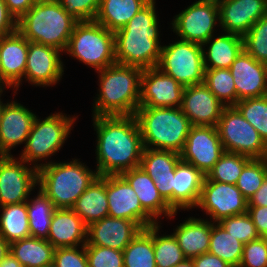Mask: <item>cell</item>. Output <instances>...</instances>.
Wrapping results in <instances>:
<instances>
[{
  "label": "cell",
  "mask_w": 267,
  "mask_h": 267,
  "mask_svg": "<svg viewBox=\"0 0 267 267\" xmlns=\"http://www.w3.org/2000/svg\"><path fill=\"white\" fill-rule=\"evenodd\" d=\"M243 48L254 59L267 64V15L243 36Z\"/></svg>",
  "instance_id": "cell-42"
},
{
  "label": "cell",
  "mask_w": 267,
  "mask_h": 267,
  "mask_svg": "<svg viewBox=\"0 0 267 267\" xmlns=\"http://www.w3.org/2000/svg\"><path fill=\"white\" fill-rule=\"evenodd\" d=\"M77 118L62 112L51 113L44 119L37 115L19 158L37 170L50 164L51 156L61 150Z\"/></svg>",
  "instance_id": "cell-7"
},
{
  "label": "cell",
  "mask_w": 267,
  "mask_h": 267,
  "mask_svg": "<svg viewBox=\"0 0 267 267\" xmlns=\"http://www.w3.org/2000/svg\"><path fill=\"white\" fill-rule=\"evenodd\" d=\"M8 11L18 20L35 4L34 0H4Z\"/></svg>",
  "instance_id": "cell-50"
},
{
  "label": "cell",
  "mask_w": 267,
  "mask_h": 267,
  "mask_svg": "<svg viewBox=\"0 0 267 267\" xmlns=\"http://www.w3.org/2000/svg\"><path fill=\"white\" fill-rule=\"evenodd\" d=\"M234 107L267 144V95L239 100Z\"/></svg>",
  "instance_id": "cell-40"
},
{
  "label": "cell",
  "mask_w": 267,
  "mask_h": 267,
  "mask_svg": "<svg viewBox=\"0 0 267 267\" xmlns=\"http://www.w3.org/2000/svg\"><path fill=\"white\" fill-rule=\"evenodd\" d=\"M77 22L59 2L35 3L17 20V30L28 41L64 52Z\"/></svg>",
  "instance_id": "cell-6"
},
{
  "label": "cell",
  "mask_w": 267,
  "mask_h": 267,
  "mask_svg": "<svg viewBox=\"0 0 267 267\" xmlns=\"http://www.w3.org/2000/svg\"><path fill=\"white\" fill-rule=\"evenodd\" d=\"M108 216L136 222L142 229L158 224L143 208L134 189L121 175H106Z\"/></svg>",
  "instance_id": "cell-14"
},
{
  "label": "cell",
  "mask_w": 267,
  "mask_h": 267,
  "mask_svg": "<svg viewBox=\"0 0 267 267\" xmlns=\"http://www.w3.org/2000/svg\"><path fill=\"white\" fill-rule=\"evenodd\" d=\"M142 72V68L119 63L96 71L99 92L93 99L92 117L135 115L139 107Z\"/></svg>",
  "instance_id": "cell-3"
},
{
  "label": "cell",
  "mask_w": 267,
  "mask_h": 267,
  "mask_svg": "<svg viewBox=\"0 0 267 267\" xmlns=\"http://www.w3.org/2000/svg\"><path fill=\"white\" fill-rule=\"evenodd\" d=\"M35 3H53L59 2V0H34Z\"/></svg>",
  "instance_id": "cell-56"
},
{
  "label": "cell",
  "mask_w": 267,
  "mask_h": 267,
  "mask_svg": "<svg viewBox=\"0 0 267 267\" xmlns=\"http://www.w3.org/2000/svg\"><path fill=\"white\" fill-rule=\"evenodd\" d=\"M221 32L244 36L267 15V0H217Z\"/></svg>",
  "instance_id": "cell-20"
},
{
  "label": "cell",
  "mask_w": 267,
  "mask_h": 267,
  "mask_svg": "<svg viewBox=\"0 0 267 267\" xmlns=\"http://www.w3.org/2000/svg\"><path fill=\"white\" fill-rule=\"evenodd\" d=\"M1 95H0V117H1V110H2V105H3V101H1Z\"/></svg>",
  "instance_id": "cell-59"
},
{
  "label": "cell",
  "mask_w": 267,
  "mask_h": 267,
  "mask_svg": "<svg viewBox=\"0 0 267 267\" xmlns=\"http://www.w3.org/2000/svg\"><path fill=\"white\" fill-rule=\"evenodd\" d=\"M156 0H150L123 28L114 32L116 63L142 69L157 67L161 53Z\"/></svg>",
  "instance_id": "cell-2"
},
{
  "label": "cell",
  "mask_w": 267,
  "mask_h": 267,
  "mask_svg": "<svg viewBox=\"0 0 267 267\" xmlns=\"http://www.w3.org/2000/svg\"><path fill=\"white\" fill-rule=\"evenodd\" d=\"M247 213L251 217L258 234L267 239V206H248Z\"/></svg>",
  "instance_id": "cell-48"
},
{
  "label": "cell",
  "mask_w": 267,
  "mask_h": 267,
  "mask_svg": "<svg viewBox=\"0 0 267 267\" xmlns=\"http://www.w3.org/2000/svg\"><path fill=\"white\" fill-rule=\"evenodd\" d=\"M80 159L51 162L38 169V188L52 201L55 208H72L79 196L98 177Z\"/></svg>",
  "instance_id": "cell-5"
},
{
  "label": "cell",
  "mask_w": 267,
  "mask_h": 267,
  "mask_svg": "<svg viewBox=\"0 0 267 267\" xmlns=\"http://www.w3.org/2000/svg\"><path fill=\"white\" fill-rule=\"evenodd\" d=\"M203 82L226 107L237 103L235 82L230 69H205Z\"/></svg>",
  "instance_id": "cell-38"
},
{
  "label": "cell",
  "mask_w": 267,
  "mask_h": 267,
  "mask_svg": "<svg viewBox=\"0 0 267 267\" xmlns=\"http://www.w3.org/2000/svg\"><path fill=\"white\" fill-rule=\"evenodd\" d=\"M221 34L213 35L201 45L205 69H229L244 49L242 36L228 32Z\"/></svg>",
  "instance_id": "cell-29"
},
{
  "label": "cell",
  "mask_w": 267,
  "mask_h": 267,
  "mask_svg": "<svg viewBox=\"0 0 267 267\" xmlns=\"http://www.w3.org/2000/svg\"><path fill=\"white\" fill-rule=\"evenodd\" d=\"M0 267H23L22 264L9 252L3 261L0 263Z\"/></svg>",
  "instance_id": "cell-53"
},
{
  "label": "cell",
  "mask_w": 267,
  "mask_h": 267,
  "mask_svg": "<svg viewBox=\"0 0 267 267\" xmlns=\"http://www.w3.org/2000/svg\"><path fill=\"white\" fill-rule=\"evenodd\" d=\"M55 249L46 239L32 236L10 244V252L23 267H43L53 262Z\"/></svg>",
  "instance_id": "cell-32"
},
{
  "label": "cell",
  "mask_w": 267,
  "mask_h": 267,
  "mask_svg": "<svg viewBox=\"0 0 267 267\" xmlns=\"http://www.w3.org/2000/svg\"><path fill=\"white\" fill-rule=\"evenodd\" d=\"M46 240L55 248L83 246L87 242V226L71 208H56Z\"/></svg>",
  "instance_id": "cell-27"
},
{
  "label": "cell",
  "mask_w": 267,
  "mask_h": 267,
  "mask_svg": "<svg viewBox=\"0 0 267 267\" xmlns=\"http://www.w3.org/2000/svg\"><path fill=\"white\" fill-rule=\"evenodd\" d=\"M39 190V191H38ZM37 190V196L26 201L30 235L32 237L47 239L52 215L55 206L52 201L41 191Z\"/></svg>",
  "instance_id": "cell-34"
},
{
  "label": "cell",
  "mask_w": 267,
  "mask_h": 267,
  "mask_svg": "<svg viewBox=\"0 0 267 267\" xmlns=\"http://www.w3.org/2000/svg\"><path fill=\"white\" fill-rule=\"evenodd\" d=\"M150 0H101L95 21L109 31L123 28Z\"/></svg>",
  "instance_id": "cell-31"
},
{
  "label": "cell",
  "mask_w": 267,
  "mask_h": 267,
  "mask_svg": "<svg viewBox=\"0 0 267 267\" xmlns=\"http://www.w3.org/2000/svg\"><path fill=\"white\" fill-rule=\"evenodd\" d=\"M206 175L182 160L175 167L173 178V211L196 208Z\"/></svg>",
  "instance_id": "cell-26"
},
{
  "label": "cell",
  "mask_w": 267,
  "mask_h": 267,
  "mask_svg": "<svg viewBox=\"0 0 267 267\" xmlns=\"http://www.w3.org/2000/svg\"><path fill=\"white\" fill-rule=\"evenodd\" d=\"M27 54L28 40L18 30L0 37L3 90L11 87L15 96L24 81Z\"/></svg>",
  "instance_id": "cell-22"
},
{
  "label": "cell",
  "mask_w": 267,
  "mask_h": 267,
  "mask_svg": "<svg viewBox=\"0 0 267 267\" xmlns=\"http://www.w3.org/2000/svg\"><path fill=\"white\" fill-rule=\"evenodd\" d=\"M0 87L3 89V73H2L1 62H0Z\"/></svg>",
  "instance_id": "cell-57"
},
{
  "label": "cell",
  "mask_w": 267,
  "mask_h": 267,
  "mask_svg": "<svg viewBox=\"0 0 267 267\" xmlns=\"http://www.w3.org/2000/svg\"><path fill=\"white\" fill-rule=\"evenodd\" d=\"M250 159L245 155L225 151L207 173L206 179L236 185L245 164Z\"/></svg>",
  "instance_id": "cell-39"
},
{
  "label": "cell",
  "mask_w": 267,
  "mask_h": 267,
  "mask_svg": "<svg viewBox=\"0 0 267 267\" xmlns=\"http://www.w3.org/2000/svg\"><path fill=\"white\" fill-rule=\"evenodd\" d=\"M53 262L57 267H89L85 245L56 248Z\"/></svg>",
  "instance_id": "cell-47"
},
{
  "label": "cell",
  "mask_w": 267,
  "mask_h": 267,
  "mask_svg": "<svg viewBox=\"0 0 267 267\" xmlns=\"http://www.w3.org/2000/svg\"><path fill=\"white\" fill-rule=\"evenodd\" d=\"M88 227L108 216L106 175L98 176L79 196L71 208Z\"/></svg>",
  "instance_id": "cell-30"
},
{
  "label": "cell",
  "mask_w": 267,
  "mask_h": 267,
  "mask_svg": "<svg viewBox=\"0 0 267 267\" xmlns=\"http://www.w3.org/2000/svg\"><path fill=\"white\" fill-rule=\"evenodd\" d=\"M239 267H267V239H258L243 245Z\"/></svg>",
  "instance_id": "cell-45"
},
{
  "label": "cell",
  "mask_w": 267,
  "mask_h": 267,
  "mask_svg": "<svg viewBox=\"0 0 267 267\" xmlns=\"http://www.w3.org/2000/svg\"><path fill=\"white\" fill-rule=\"evenodd\" d=\"M10 252V244L0 236V263L6 257V255Z\"/></svg>",
  "instance_id": "cell-54"
},
{
  "label": "cell",
  "mask_w": 267,
  "mask_h": 267,
  "mask_svg": "<svg viewBox=\"0 0 267 267\" xmlns=\"http://www.w3.org/2000/svg\"><path fill=\"white\" fill-rule=\"evenodd\" d=\"M157 68L183 87L203 83L205 66L201 44L178 38L162 45Z\"/></svg>",
  "instance_id": "cell-9"
},
{
  "label": "cell",
  "mask_w": 267,
  "mask_h": 267,
  "mask_svg": "<svg viewBox=\"0 0 267 267\" xmlns=\"http://www.w3.org/2000/svg\"><path fill=\"white\" fill-rule=\"evenodd\" d=\"M17 30V20L8 11L4 0H0V37Z\"/></svg>",
  "instance_id": "cell-49"
},
{
  "label": "cell",
  "mask_w": 267,
  "mask_h": 267,
  "mask_svg": "<svg viewBox=\"0 0 267 267\" xmlns=\"http://www.w3.org/2000/svg\"><path fill=\"white\" fill-rule=\"evenodd\" d=\"M267 175V163L265 159H250L240 174L236 187L242 195L249 200L261 187Z\"/></svg>",
  "instance_id": "cell-41"
},
{
  "label": "cell",
  "mask_w": 267,
  "mask_h": 267,
  "mask_svg": "<svg viewBox=\"0 0 267 267\" xmlns=\"http://www.w3.org/2000/svg\"><path fill=\"white\" fill-rule=\"evenodd\" d=\"M243 243L229 234L219 223L212 224L208 252L227 262L232 267H239Z\"/></svg>",
  "instance_id": "cell-36"
},
{
  "label": "cell",
  "mask_w": 267,
  "mask_h": 267,
  "mask_svg": "<svg viewBox=\"0 0 267 267\" xmlns=\"http://www.w3.org/2000/svg\"><path fill=\"white\" fill-rule=\"evenodd\" d=\"M141 230L142 228L134 221L107 216L87 227L85 245L123 251Z\"/></svg>",
  "instance_id": "cell-23"
},
{
  "label": "cell",
  "mask_w": 267,
  "mask_h": 267,
  "mask_svg": "<svg viewBox=\"0 0 267 267\" xmlns=\"http://www.w3.org/2000/svg\"><path fill=\"white\" fill-rule=\"evenodd\" d=\"M135 117L144 148L182 152L192 125L180 107H138Z\"/></svg>",
  "instance_id": "cell-4"
},
{
  "label": "cell",
  "mask_w": 267,
  "mask_h": 267,
  "mask_svg": "<svg viewBox=\"0 0 267 267\" xmlns=\"http://www.w3.org/2000/svg\"><path fill=\"white\" fill-rule=\"evenodd\" d=\"M173 267H195L192 259H185L183 262L178 263L177 265Z\"/></svg>",
  "instance_id": "cell-55"
},
{
  "label": "cell",
  "mask_w": 267,
  "mask_h": 267,
  "mask_svg": "<svg viewBox=\"0 0 267 267\" xmlns=\"http://www.w3.org/2000/svg\"><path fill=\"white\" fill-rule=\"evenodd\" d=\"M171 29L181 40L204 44L220 27L217 0H196L173 17Z\"/></svg>",
  "instance_id": "cell-11"
},
{
  "label": "cell",
  "mask_w": 267,
  "mask_h": 267,
  "mask_svg": "<svg viewBox=\"0 0 267 267\" xmlns=\"http://www.w3.org/2000/svg\"><path fill=\"white\" fill-rule=\"evenodd\" d=\"M196 208L205 211L206 216H210V221L218 223L224 218L246 213L248 200L236 185L205 178Z\"/></svg>",
  "instance_id": "cell-13"
},
{
  "label": "cell",
  "mask_w": 267,
  "mask_h": 267,
  "mask_svg": "<svg viewBox=\"0 0 267 267\" xmlns=\"http://www.w3.org/2000/svg\"><path fill=\"white\" fill-rule=\"evenodd\" d=\"M62 51L44 44L28 41L24 78L36 87H53L64 75Z\"/></svg>",
  "instance_id": "cell-16"
},
{
  "label": "cell",
  "mask_w": 267,
  "mask_h": 267,
  "mask_svg": "<svg viewBox=\"0 0 267 267\" xmlns=\"http://www.w3.org/2000/svg\"><path fill=\"white\" fill-rule=\"evenodd\" d=\"M160 224L153 225V247L157 267H173L186 258L173 234H160Z\"/></svg>",
  "instance_id": "cell-37"
},
{
  "label": "cell",
  "mask_w": 267,
  "mask_h": 267,
  "mask_svg": "<svg viewBox=\"0 0 267 267\" xmlns=\"http://www.w3.org/2000/svg\"><path fill=\"white\" fill-rule=\"evenodd\" d=\"M101 0H59L64 11L78 22L95 20Z\"/></svg>",
  "instance_id": "cell-46"
},
{
  "label": "cell",
  "mask_w": 267,
  "mask_h": 267,
  "mask_svg": "<svg viewBox=\"0 0 267 267\" xmlns=\"http://www.w3.org/2000/svg\"><path fill=\"white\" fill-rule=\"evenodd\" d=\"M192 261L195 267H232L227 262L209 252L193 258Z\"/></svg>",
  "instance_id": "cell-51"
},
{
  "label": "cell",
  "mask_w": 267,
  "mask_h": 267,
  "mask_svg": "<svg viewBox=\"0 0 267 267\" xmlns=\"http://www.w3.org/2000/svg\"><path fill=\"white\" fill-rule=\"evenodd\" d=\"M224 152L215 126H192L180 156L207 175Z\"/></svg>",
  "instance_id": "cell-15"
},
{
  "label": "cell",
  "mask_w": 267,
  "mask_h": 267,
  "mask_svg": "<svg viewBox=\"0 0 267 267\" xmlns=\"http://www.w3.org/2000/svg\"><path fill=\"white\" fill-rule=\"evenodd\" d=\"M248 206H267V175L261 187L248 200Z\"/></svg>",
  "instance_id": "cell-52"
},
{
  "label": "cell",
  "mask_w": 267,
  "mask_h": 267,
  "mask_svg": "<svg viewBox=\"0 0 267 267\" xmlns=\"http://www.w3.org/2000/svg\"><path fill=\"white\" fill-rule=\"evenodd\" d=\"M124 267H157L153 247V226L142 229L123 250Z\"/></svg>",
  "instance_id": "cell-35"
},
{
  "label": "cell",
  "mask_w": 267,
  "mask_h": 267,
  "mask_svg": "<svg viewBox=\"0 0 267 267\" xmlns=\"http://www.w3.org/2000/svg\"><path fill=\"white\" fill-rule=\"evenodd\" d=\"M185 87L157 67L143 69L139 107L181 106Z\"/></svg>",
  "instance_id": "cell-17"
},
{
  "label": "cell",
  "mask_w": 267,
  "mask_h": 267,
  "mask_svg": "<svg viewBox=\"0 0 267 267\" xmlns=\"http://www.w3.org/2000/svg\"><path fill=\"white\" fill-rule=\"evenodd\" d=\"M37 115L16 100L3 103L0 117V155H12L14 147L26 144Z\"/></svg>",
  "instance_id": "cell-18"
},
{
  "label": "cell",
  "mask_w": 267,
  "mask_h": 267,
  "mask_svg": "<svg viewBox=\"0 0 267 267\" xmlns=\"http://www.w3.org/2000/svg\"><path fill=\"white\" fill-rule=\"evenodd\" d=\"M43 267H57L54 262L48 263L44 265Z\"/></svg>",
  "instance_id": "cell-58"
},
{
  "label": "cell",
  "mask_w": 267,
  "mask_h": 267,
  "mask_svg": "<svg viewBox=\"0 0 267 267\" xmlns=\"http://www.w3.org/2000/svg\"><path fill=\"white\" fill-rule=\"evenodd\" d=\"M89 267H124L123 251L103 246L85 245Z\"/></svg>",
  "instance_id": "cell-44"
},
{
  "label": "cell",
  "mask_w": 267,
  "mask_h": 267,
  "mask_svg": "<svg viewBox=\"0 0 267 267\" xmlns=\"http://www.w3.org/2000/svg\"><path fill=\"white\" fill-rule=\"evenodd\" d=\"M237 93L242 99L267 95V64L254 59L244 49L230 66Z\"/></svg>",
  "instance_id": "cell-21"
},
{
  "label": "cell",
  "mask_w": 267,
  "mask_h": 267,
  "mask_svg": "<svg viewBox=\"0 0 267 267\" xmlns=\"http://www.w3.org/2000/svg\"><path fill=\"white\" fill-rule=\"evenodd\" d=\"M92 121L99 176L120 175L140 166L144 146L135 115L95 116Z\"/></svg>",
  "instance_id": "cell-1"
},
{
  "label": "cell",
  "mask_w": 267,
  "mask_h": 267,
  "mask_svg": "<svg viewBox=\"0 0 267 267\" xmlns=\"http://www.w3.org/2000/svg\"><path fill=\"white\" fill-rule=\"evenodd\" d=\"M225 107L203 82L185 87L180 109L192 126L216 127Z\"/></svg>",
  "instance_id": "cell-19"
},
{
  "label": "cell",
  "mask_w": 267,
  "mask_h": 267,
  "mask_svg": "<svg viewBox=\"0 0 267 267\" xmlns=\"http://www.w3.org/2000/svg\"><path fill=\"white\" fill-rule=\"evenodd\" d=\"M224 151L251 159H264L267 144L257 130L234 107H225L216 125Z\"/></svg>",
  "instance_id": "cell-10"
},
{
  "label": "cell",
  "mask_w": 267,
  "mask_h": 267,
  "mask_svg": "<svg viewBox=\"0 0 267 267\" xmlns=\"http://www.w3.org/2000/svg\"><path fill=\"white\" fill-rule=\"evenodd\" d=\"M4 90L0 87V95H2Z\"/></svg>",
  "instance_id": "cell-60"
},
{
  "label": "cell",
  "mask_w": 267,
  "mask_h": 267,
  "mask_svg": "<svg viewBox=\"0 0 267 267\" xmlns=\"http://www.w3.org/2000/svg\"><path fill=\"white\" fill-rule=\"evenodd\" d=\"M181 160L179 153L169 150L144 148L140 167L153 179L159 194L173 210V178Z\"/></svg>",
  "instance_id": "cell-24"
},
{
  "label": "cell",
  "mask_w": 267,
  "mask_h": 267,
  "mask_svg": "<svg viewBox=\"0 0 267 267\" xmlns=\"http://www.w3.org/2000/svg\"><path fill=\"white\" fill-rule=\"evenodd\" d=\"M185 221V222H184ZM183 223L176 226L174 237L186 259H193L208 253L213 222L201 217L185 218Z\"/></svg>",
  "instance_id": "cell-28"
},
{
  "label": "cell",
  "mask_w": 267,
  "mask_h": 267,
  "mask_svg": "<svg viewBox=\"0 0 267 267\" xmlns=\"http://www.w3.org/2000/svg\"><path fill=\"white\" fill-rule=\"evenodd\" d=\"M0 236L9 244L30 237L26 202L0 207Z\"/></svg>",
  "instance_id": "cell-33"
},
{
  "label": "cell",
  "mask_w": 267,
  "mask_h": 267,
  "mask_svg": "<svg viewBox=\"0 0 267 267\" xmlns=\"http://www.w3.org/2000/svg\"><path fill=\"white\" fill-rule=\"evenodd\" d=\"M264 159L266 160V163H267V151H266V155H265V158Z\"/></svg>",
  "instance_id": "cell-61"
},
{
  "label": "cell",
  "mask_w": 267,
  "mask_h": 267,
  "mask_svg": "<svg viewBox=\"0 0 267 267\" xmlns=\"http://www.w3.org/2000/svg\"><path fill=\"white\" fill-rule=\"evenodd\" d=\"M218 223L224 227L229 234L241 241L243 244L260 237L251 217L247 212L224 218Z\"/></svg>",
  "instance_id": "cell-43"
},
{
  "label": "cell",
  "mask_w": 267,
  "mask_h": 267,
  "mask_svg": "<svg viewBox=\"0 0 267 267\" xmlns=\"http://www.w3.org/2000/svg\"><path fill=\"white\" fill-rule=\"evenodd\" d=\"M14 155H0V207L24 203L38 186V170Z\"/></svg>",
  "instance_id": "cell-12"
},
{
  "label": "cell",
  "mask_w": 267,
  "mask_h": 267,
  "mask_svg": "<svg viewBox=\"0 0 267 267\" xmlns=\"http://www.w3.org/2000/svg\"><path fill=\"white\" fill-rule=\"evenodd\" d=\"M120 175L134 189L142 208L157 223L161 222L159 221L161 216L171 219L177 215L159 194L153 179L140 166L124 171Z\"/></svg>",
  "instance_id": "cell-25"
},
{
  "label": "cell",
  "mask_w": 267,
  "mask_h": 267,
  "mask_svg": "<svg viewBox=\"0 0 267 267\" xmlns=\"http://www.w3.org/2000/svg\"><path fill=\"white\" fill-rule=\"evenodd\" d=\"M64 53L95 71L116 63L114 32L93 21H80L74 26Z\"/></svg>",
  "instance_id": "cell-8"
}]
</instances>
